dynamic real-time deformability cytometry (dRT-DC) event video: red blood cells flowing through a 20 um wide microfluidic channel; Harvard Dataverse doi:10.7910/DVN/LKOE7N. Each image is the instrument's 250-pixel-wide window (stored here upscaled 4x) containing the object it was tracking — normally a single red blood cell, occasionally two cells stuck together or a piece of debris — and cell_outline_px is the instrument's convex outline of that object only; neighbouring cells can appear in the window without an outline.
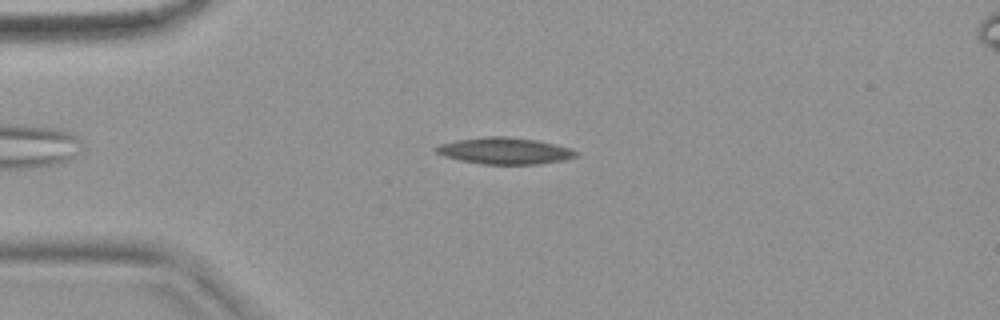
{"species": "common noctule bat (a hibernating species)", "species_latin": "Nyctalus noctula", "temperature_condition": "warm", "stored_images_in_passage": 52, "camera_frame_rate_fps": 3000, "um_per_image_px": 0.085, "animal": {"sex": "female", "body_mass_g": 18.4}, "frame": {"image": 1, "passage_image": 11, "time_ms": 3.333, "image_size_px": [1000, 320], "cell_outline_px": [[576, 156], [564, 160], [536, 164], [484, 164], [460, 160], [444, 156], [436, 152], [436, 148], [440, 144], [460, 140], [488, 136], [508, 136], [536, 140], [568, 148], [576, 152]], "centroid_in_image_um": [42.88, 12.82], "position_along_channel_um": 42.1, "area_um2": 21.15}}
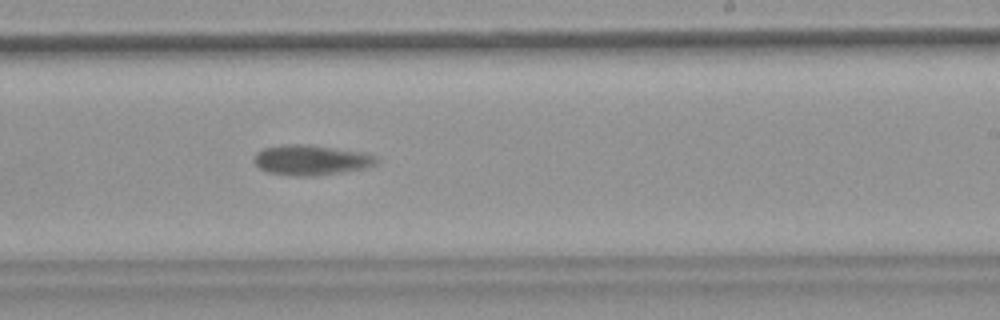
{"frame": {"image": 2, "passage_image": 31, "time_ms": 10.0, "image_size_px": [1000, 320], "cell_outline_px": [[376, 164], [364, 168], [316, 176], [292, 176], [268, 172], [260, 168], [252, 160], [256, 152], [264, 148], [292, 144], [300, 144], [360, 152], [376, 156]], "centroid_in_image_um": [26.38, 13.62], "position_along_channel_um": 262.6, "area_um2": 21.04}}
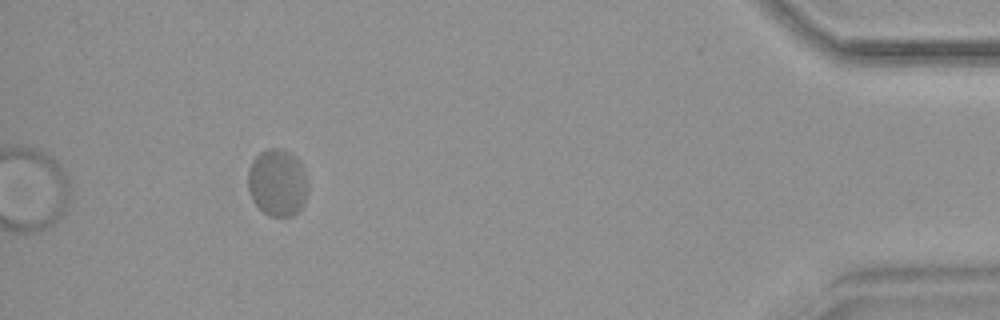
{"frame": {"image": 3, "passage_image": 48, "time_ms": 15.667, "image_size_px": [1000, 320], "cell_outline_px": [[308, 192], [304, 204], [292, 216], [272, 216], [264, 212], [252, 200], [248, 188], [248, 168], [252, 160], [260, 152], [268, 148], [280, 148], [296, 156], [300, 160], [308, 180]], "centroid_in_image_um": [23.6, 15.5], "position_along_channel_um": 411.6, "area_um2": 23.76}, "authors_computed_cell_mechanics": {"area_um2": 21.1837, "velocity_mm_per_s": 3.6889, "shape_relaxation_time_tau1_ms": null, "shape_relaxation_time_tau2_ms": 2.0544, "deformation_change_tau1": null, "deformation_change_tau2": 0.047}}